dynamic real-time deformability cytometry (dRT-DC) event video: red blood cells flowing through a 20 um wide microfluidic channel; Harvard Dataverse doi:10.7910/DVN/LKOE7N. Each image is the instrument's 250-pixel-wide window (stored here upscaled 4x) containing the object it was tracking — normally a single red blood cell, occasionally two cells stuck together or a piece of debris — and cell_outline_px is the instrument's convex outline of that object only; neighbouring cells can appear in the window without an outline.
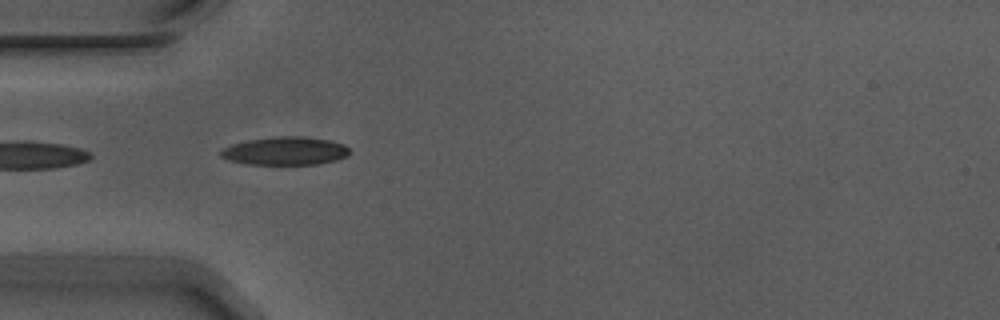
{"species": "Egyptian fruit bat (a non-hibernating species)", "species_latin": "Rousettus aegyptiacus", "temperature_condition": "warm", "stored_images_in_passage": 39, "camera_frame_rate_fps": 3000, "um_per_image_px": 0.085, "animal": {"sex": "male"}, "frame": {"image": 1, "passage_image": 1, "time_ms": 0.0, "image_size_px": [1000, 320], "cell_outline_px": [[352, 152], [348, 156], [336, 160], [320, 164], [244, 164], [228, 160], [220, 156], [220, 152], [224, 148], [232, 144], [248, 140], [276, 136], [304, 136], [328, 140], [344, 144]], "centroid_in_image_um": [24.27, 12.83], "position_along_channel_um": 60.7, "area_um2": 21.27}}
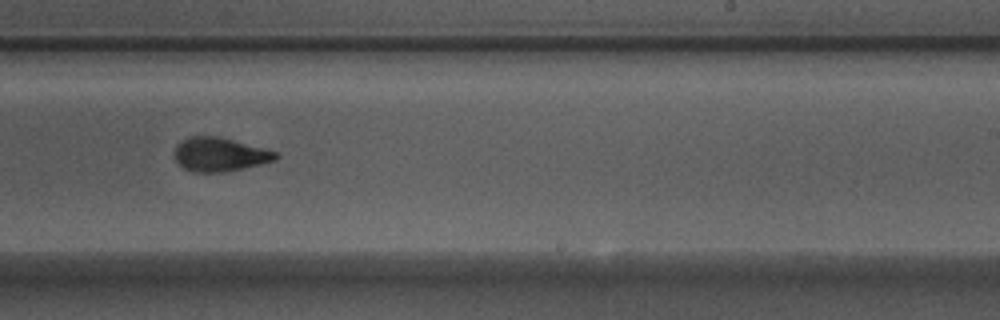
{"frame": {"image": 2, "passage_image": 18, "time_ms": 5.667, "image_size_px": [1000, 320], "cell_outline_px": [[280, 156], [276, 160], [260, 164], [224, 172], [192, 172], [184, 168], [176, 160], [176, 144], [180, 140], [188, 136], [220, 136], [280, 152]], "centroid_in_image_um": [18.71, 13.11], "position_along_channel_um": 270.3, "area_um2": 20.11}}
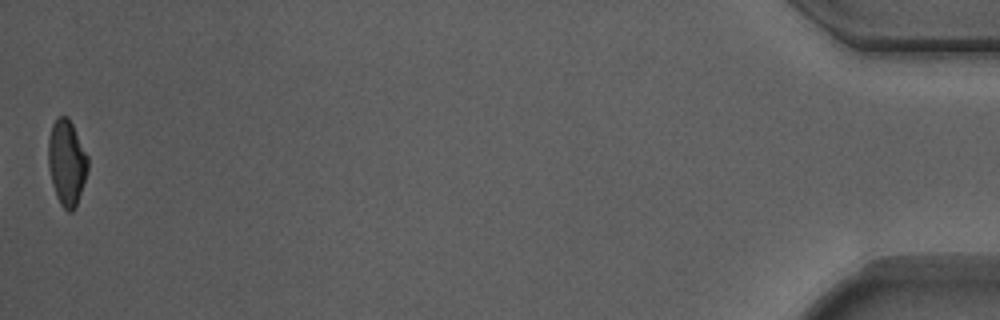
{"frame": {"image": 3, "passage_image": 39, "time_ms": 12.667, "image_size_px": [1000, 320], "cell_outline_px": [[88, 168], [76, 208], [72, 212], [68, 212], [60, 204], [56, 196], [52, 184], [48, 168], [48, 140], [52, 124], [56, 116], [68, 116], [88, 156]], "centroid_in_image_um": [5.66, 13.82], "position_along_channel_um": 429.5, "area_um2": 19.88}, "authors_computed_cell_mechanics": {"area_um2": 20.3456, "velocity_mm_per_s": 3.7315, "shape_relaxation_time_tau1_ms": 5.2004, "shape_relaxation_time_tau2_ms": 1.4044, "deformation_change_tau1": 0.1715, "deformation_change_tau2": 0.0776}}